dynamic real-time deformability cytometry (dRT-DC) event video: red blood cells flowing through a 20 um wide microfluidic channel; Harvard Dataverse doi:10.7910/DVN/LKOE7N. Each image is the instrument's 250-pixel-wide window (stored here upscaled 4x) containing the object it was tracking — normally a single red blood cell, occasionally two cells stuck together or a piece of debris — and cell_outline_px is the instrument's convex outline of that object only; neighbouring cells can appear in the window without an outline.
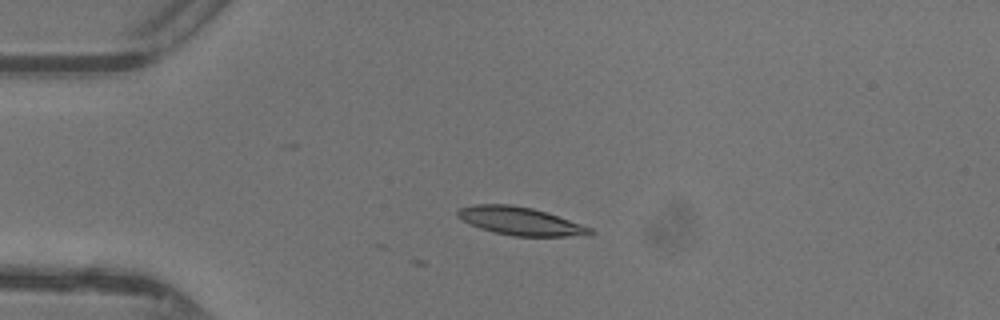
{"species": "common noctule bat (a hibernating species)", "species_latin": "Nyctalus noctula", "temperature_condition": "warm", "stored_images_in_passage": 5, "camera_frame_rate_fps": 3000, "um_per_image_px": 0.085, "animal": {"sex": "female"}, "frame": {"image": 1, "passage_image": 1, "time_ms": 0.0, "image_size_px": [1000, 320], "cell_outline_px": [[596, 232], [592, 236], [512, 236], [480, 228], [456, 216], [456, 212], [460, 208], [476, 204], [512, 204], [532, 208], [592, 228]], "centroid_in_image_um": [44.26, 18.8], "position_along_channel_um": 40.7, "area_um2": 21.44}}